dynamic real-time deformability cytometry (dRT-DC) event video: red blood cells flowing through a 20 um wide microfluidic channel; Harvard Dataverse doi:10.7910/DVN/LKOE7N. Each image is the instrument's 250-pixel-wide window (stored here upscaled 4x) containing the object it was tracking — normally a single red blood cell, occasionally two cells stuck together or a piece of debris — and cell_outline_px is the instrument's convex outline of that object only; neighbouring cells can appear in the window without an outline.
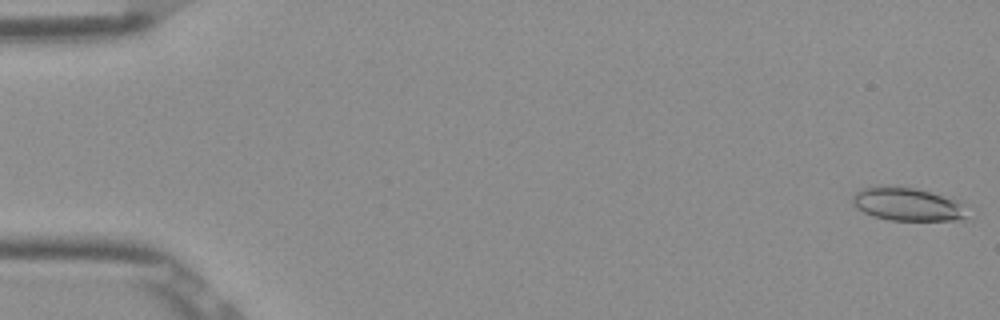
{"species": "Egyptian fruit bat (a non-hibernating species)", "species_latin": "Rousettus aegyptiacus", "temperature_condition": "room temperature", "stored_images_in_passage": 25, "camera_frame_rate_fps": 3000, "um_per_image_px": 0.085, "frame": {"image": 1, "passage_image": 1, "time_ms": 0.0, "image_size_px": [1000, 320], "cell_outline_px": [[964, 220], [888, 220], [872, 216], [856, 208], [852, 204], [852, 196], [856, 192], [864, 188], [876, 184], [912, 188], [964, 200]], "centroid_in_image_um": [77.11, 17.34], "position_along_channel_um": 7.9, "area_um2": 22.48}}
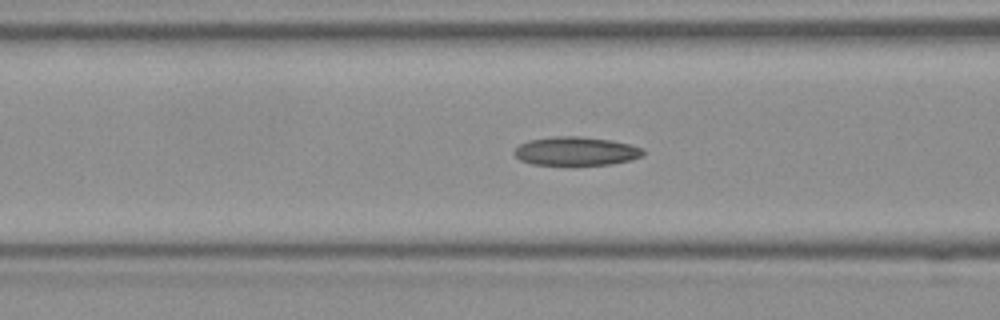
{"frame": {"image": 2, "passage_image": 21, "time_ms": 6.667, "image_size_px": [1000, 320], "cell_outline_px": [[644, 156], [632, 160], [612, 164], [532, 164], [520, 160], [512, 152], [520, 144], [528, 140], [556, 136], [580, 136], [612, 140], [644, 148]], "centroid_in_image_um": [48.99, 12.84], "position_along_channel_um": 117.6, "area_um2": 21.5}}
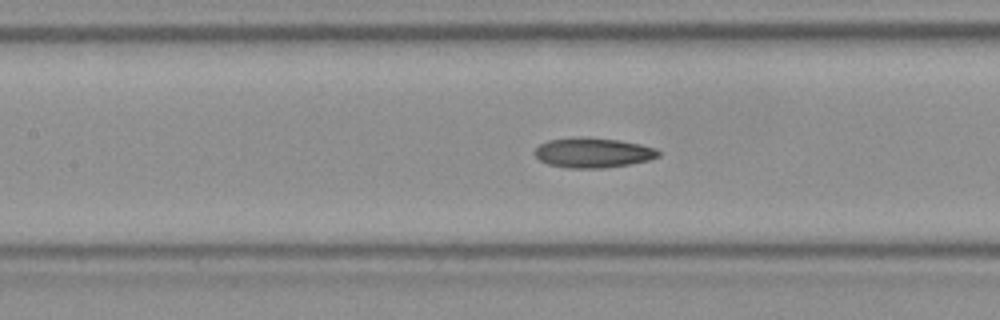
{"frame": {"image": 3, "passage_image": 24, "time_ms": 7.667, "image_size_px": [1000, 320], "cell_outline_px": [[660, 156], [648, 160], [628, 164], [604, 168], [568, 168], [548, 164], [540, 160], [532, 152], [540, 144], [548, 140], [572, 136], [580, 136], [620, 140], [640, 144], [656, 148], [660, 152]], "centroid_in_image_um": [50.38, 12.96], "position_along_channel_um": 157.0, "area_um2": 21.79}}